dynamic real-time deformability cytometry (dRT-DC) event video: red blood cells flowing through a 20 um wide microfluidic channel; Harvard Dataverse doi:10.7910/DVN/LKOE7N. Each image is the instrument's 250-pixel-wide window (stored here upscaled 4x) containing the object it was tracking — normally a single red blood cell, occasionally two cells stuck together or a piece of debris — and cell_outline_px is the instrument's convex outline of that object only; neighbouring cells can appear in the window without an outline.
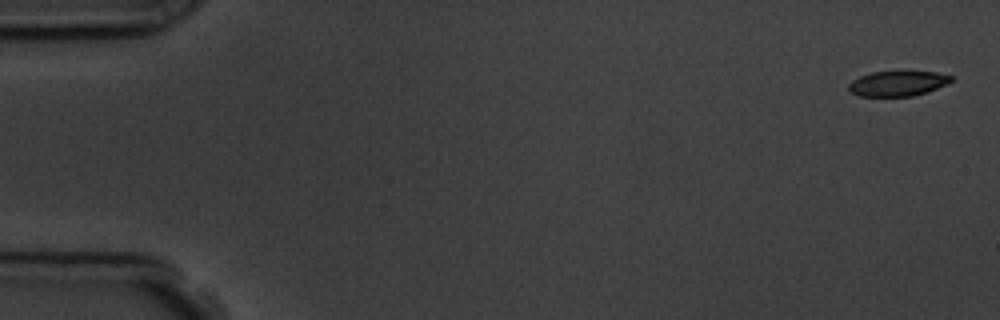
{"species": "common noctule bat (a hibernating species)", "species_latin": "Nyctalus noctula", "temperature_condition": "room temperature", "stored_images_in_passage": 5, "camera_frame_rate_fps": 3000, "um_per_image_px": 0.085, "animal": {"sex": "male", "body_mass_g": 19.5, "forearm_length_mm": 54.6}, "frame": {"image": 1, "passage_image": 1, "time_ms": 0.0, "image_size_px": [1000, 320], "cell_outline_px": [[952, 80], [936, 88], [912, 96], [860, 96], [848, 92], [848, 84], [852, 80], [860, 76], [872, 72], [936, 72], [952, 76]], "centroid_in_image_um": [76.22, 7.1], "position_along_channel_um": 8.8, "area_um2": 14.74}}
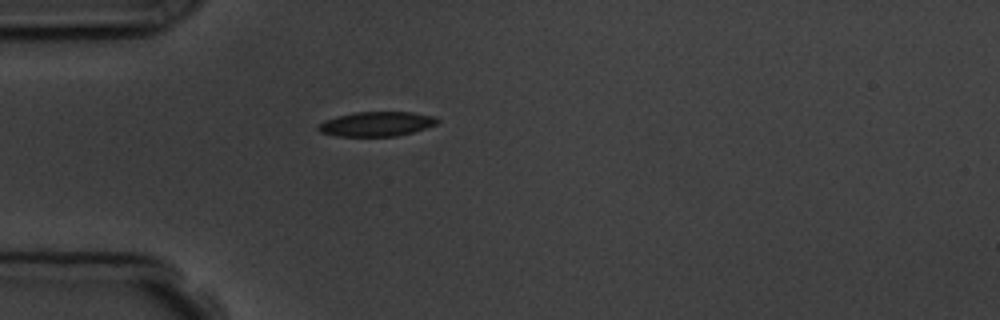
{"frame": {"image": 2, "passage_image": 5, "time_ms": 4.667, "image_size_px": [1000, 320], "cell_outline_px": [[440, 120], [436, 124], [412, 132], [396, 136], [336, 136], [320, 132], [316, 128], [324, 120], [336, 116], [356, 112], [412, 112], [436, 116]], "centroid_in_image_um": [32.0, 10.53], "position_along_channel_um": 53.0, "area_um2": 17.05}}